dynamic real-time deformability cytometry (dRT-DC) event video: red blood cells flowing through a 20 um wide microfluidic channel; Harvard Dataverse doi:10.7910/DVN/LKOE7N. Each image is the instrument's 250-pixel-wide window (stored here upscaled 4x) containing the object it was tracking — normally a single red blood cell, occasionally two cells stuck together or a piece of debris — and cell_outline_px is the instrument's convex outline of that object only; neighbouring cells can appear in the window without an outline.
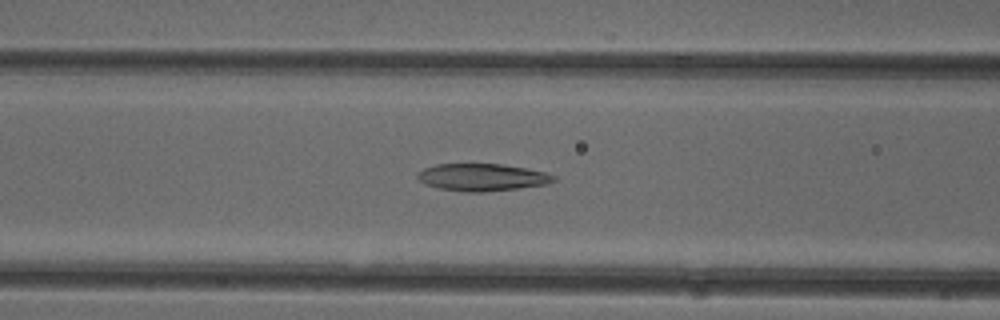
{"species": "common noctule bat (a hibernating species)", "species_latin": "Nyctalus noctula", "temperature_condition": "cold", "stored_images_in_passage": 35, "camera_frame_rate_fps": 3000, "um_per_image_px": 0.085, "animal": {"sex": "female"}, "frame": {"image": 1, "passage_image": 10, "time_ms": 3.0, "image_size_px": [1000, 320], "cell_outline_px": [[556, 180], [544, 184], [516, 188], [484, 192], [468, 192], [440, 188], [424, 184], [416, 176], [424, 168], [436, 164], [504, 164], [544, 172], [556, 176]], "centroid_in_image_um": [40.96, 15.06], "position_along_channel_um": 125.6, "area_um2": 21.33}}
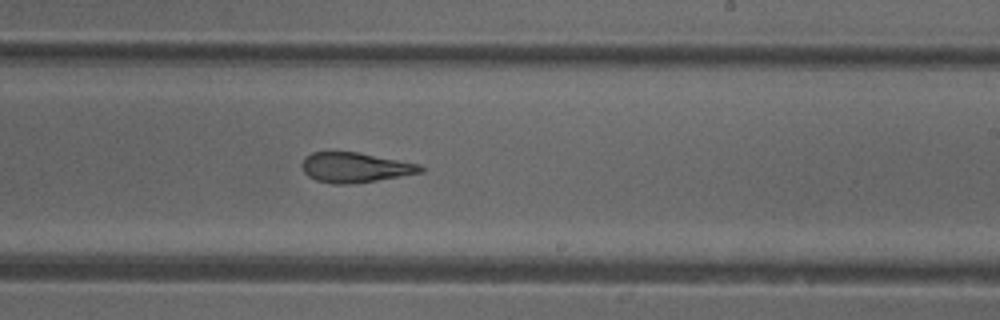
{"frame": {"image": 2, "passage_image": 20, "time_ms": 6.333, "image_size_px": [1000, 320], "cell_outline_px": [[424, 172], [352, 184], [332, 184], [316, 180], [308, 176], [304, 172], [300, 164], [304, 156], [312, 152], [356, 152], [420, 164], [424, 168]], "centroid_in_image_um": [30.14, 14.24], "position_along_channel_um": 258.9, "area_um2": 20.69}}
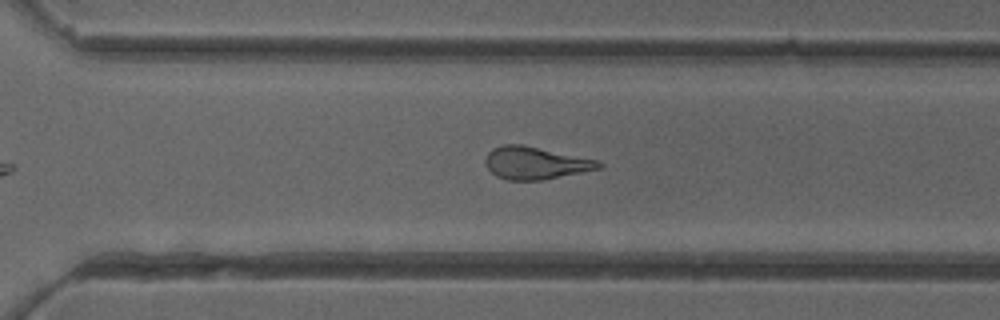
{"frame": {"image": 3, "passage_image": 25, "time_ms": 8.0, "image_size_px": [1000, 320], "cell_outline_px": [[604, 164], [600, 168], [540, 180], [508, 180], [496, 176], [484, 164], [484, 160], [488, 152], [492, 148], [504, 144], [520, 144], [600, 160]], "centroid_in_image_um": [45.48, 13.84], "position_along_channel_um": 325.1, "area_um2": 21.33}, "authors_computed_cell_mechanics": {"area_um2": 21.964, "velocity_mm_per_s": 4.0001, "shape_relaxation_time_tau1_ms": null, "shape_relaxation_time_tau2_ms": 3.0326, "deformation_change_tau1": null, "deformation_change_tau2": 0.1275}}